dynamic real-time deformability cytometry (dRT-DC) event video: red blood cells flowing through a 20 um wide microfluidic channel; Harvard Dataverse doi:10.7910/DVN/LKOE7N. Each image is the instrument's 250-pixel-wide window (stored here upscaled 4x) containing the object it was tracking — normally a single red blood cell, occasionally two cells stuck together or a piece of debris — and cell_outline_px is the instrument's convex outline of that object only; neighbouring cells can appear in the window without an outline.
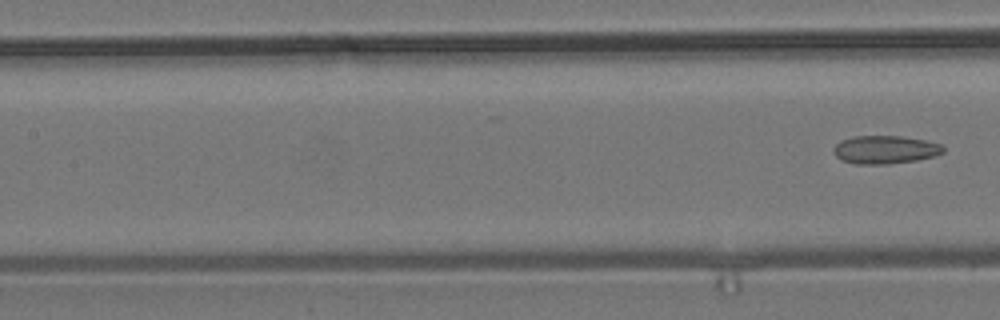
{"species": "common noctule bat (a hibernating species)", "species_latin": "Nyctalus noctula", "temperature_condition": "room temperature", "stored_images_in_passage": 7, "segment_of_instrument_passage": [2, 2], "camera_frame_rate_fps": 3000, "um_per_image_px": 0.085, "animal": {"sex": "male", "body_mass_g": 19.2, "forearm_length_mm": 51.8}, "frame": {"image": 1, "passage_image": 7, "time_ms": 7.333, "image_size_px": [1000, 320], "cell_outline_px": [[944, 152], [936, 156], [916, 160], [888, 164], [856, 164], [840, 160], [832, 152], [832, 148], [840, 140], [852, 136], [900, 136], [928, 140], [940, 144], [944, 148]], "centroid_in_image_um": [75.21, 12.72], "position_along_channel_um": 132.2, "area_um2": 18.26}}